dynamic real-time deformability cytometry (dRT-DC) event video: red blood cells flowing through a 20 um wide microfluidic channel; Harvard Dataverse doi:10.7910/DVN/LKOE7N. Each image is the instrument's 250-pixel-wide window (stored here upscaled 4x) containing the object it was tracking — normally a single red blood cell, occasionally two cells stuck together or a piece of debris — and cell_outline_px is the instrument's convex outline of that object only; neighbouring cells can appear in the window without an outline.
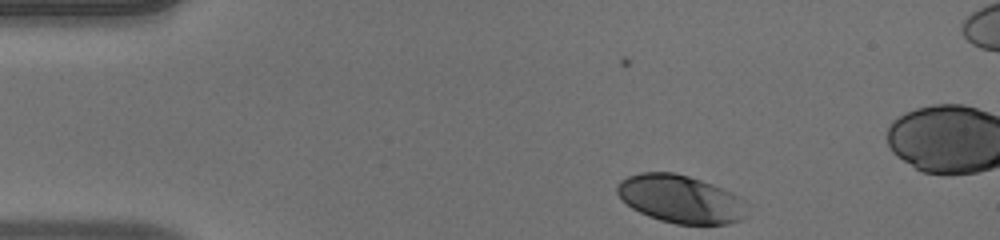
{"species": "human", "species_latin": "Homo sapiens", "temperature_condition": "warm", "stored_images_in_passage": 38, "camera_frame_rate_fps": 3000, "um_per_image_px": 0.085, "donor": {"sex": "male"}, "frame": {"image": 1, "passage_image": 1, "time_ms": 0.0, "image_size_px": [1000, 240], "cell_outline_px": [[748, 204], [744, 216], [740, 220], [728, 224], [676, 224], [660, 220], [648, 216], [632, 208], [616, 192], [616, 184], [620, 180], [628, 176], [640, 172], [672, 172], [688, 176], [724, 188], [732, 192], [744, 200]], "centroid_in_image_um": [57.85, 16.91], "position_along_channel_um": 27.1, "area_um2": 36.3}}
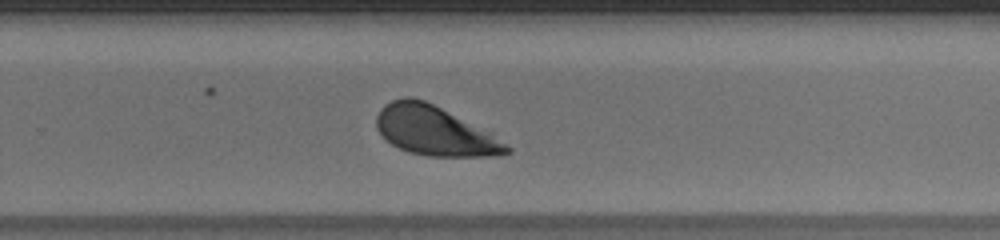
{"frame": {"image": 2, "passage_image": 27, "time_ms": 8.667, "image_size_px": [1000, 240], "cell_outline_px": [[512, 152], [492, 156], [428, 156], [408, 152], [384, 140], [376, 128], [376, 116], [380, 108], [384, 104], [392, 100], [404, 96], [412, 96], [424, 100], [488, 132], [512, 148]], "centroid_in_image_um": [36.86, 11.12], "position_along_channel_um": 292.9, "area_um2": 37.05}}
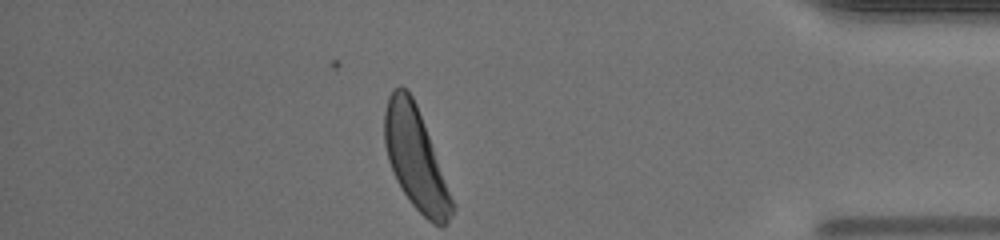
{"frame": {"image": 3, "passage_image": 38, "time_ms": 12.333, "image_size_px": [1000, 240], "cell_outline_px": [[456, 208], [448, 224], [432, 224], [412, 204], [396, 180], [392, 172], [388, 160], [384, 144], [384, 112], [388, 96], [400, 84], [412, 96], [416, 104], [456, 204]], "centroid_in_image_um": [35.34, 13.51], "position_along_channel_um": 399.9, "area_um2": 39.77}, "authors_computed_cell_mechanics": {"area_um2": 37.57, "velocity_mm_per_s": 3.8954, "shape_relaxation_time_tau1_ms": 2.2056, "shape_relaxation_time_tau2_ms": null, "deformation_change_tau1": 0.1449, "deformation_change_tau2": null}}